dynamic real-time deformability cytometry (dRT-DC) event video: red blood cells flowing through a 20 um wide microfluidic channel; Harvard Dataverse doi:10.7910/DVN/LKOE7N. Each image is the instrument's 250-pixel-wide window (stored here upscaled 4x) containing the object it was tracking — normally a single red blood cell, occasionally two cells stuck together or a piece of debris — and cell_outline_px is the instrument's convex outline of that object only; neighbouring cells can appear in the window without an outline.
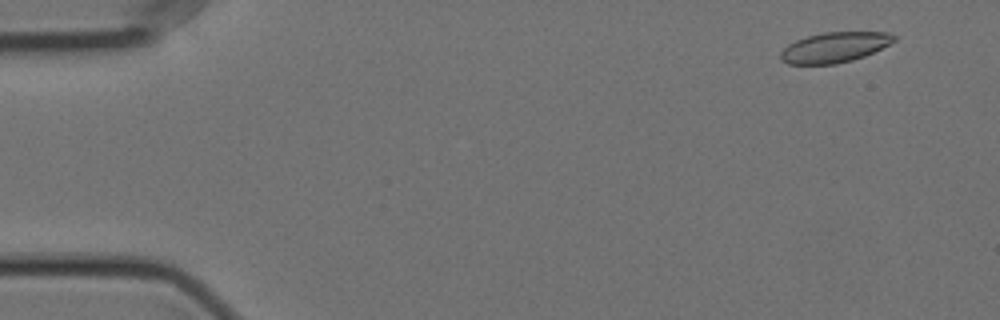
{"species": "Egyptian fruit bat (a non-hibernating species)", "species_latin": "Rousettus aegyptiacus", "temperature_condition": "cold", "stored_images_in_passage": 41, "camera_frame_rate_fps": 3000, "um_per_image_px": 0.085, "animal": {"sex": "female"}, "frame": {"image": 1, "passage_image": 2, "time_ms": 0.333, "image_size_px": [1000, 320], "cell_outline_px": [[896, 40], [864, 56], [852, 60], [836, 64], [788, 64], [780, 60], [780, 52], [788, 44], [796, 40], [808, 36], [824, 32], [888, 32], [896, 36]], "centroid_in_image_um": [70.9, 4.02], "position_along_channel_um": 14.1, "area_um2": 19.88}}
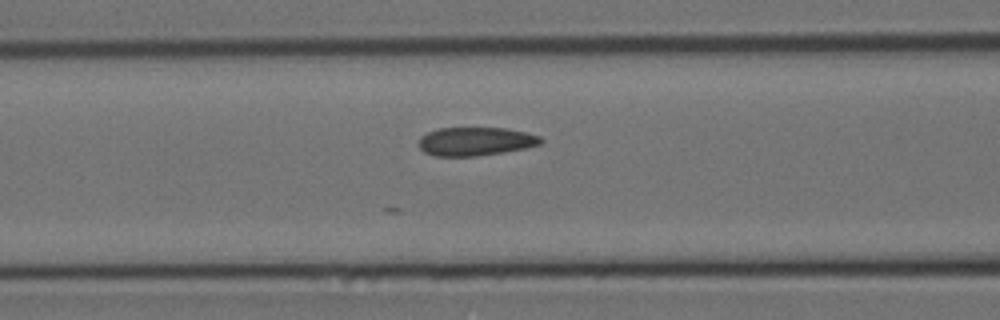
{"frame": {"image": 2, "passage_image": 21, "time_ms": 6.667, "image_size_px": [1000, 320], "cell_outline_px": [[544, 140], [540, 144], [524, 148], [504, 152], [476, 156], [436, 156], [424, 152], [420, 148], [420, 136], [428, 132], [440, 128], [508, 128], [540, 136]], "centroid_in_image_um": [40.43, 12.02], "position_along_channel_um": 126.2, "area_um2": 20.17}}
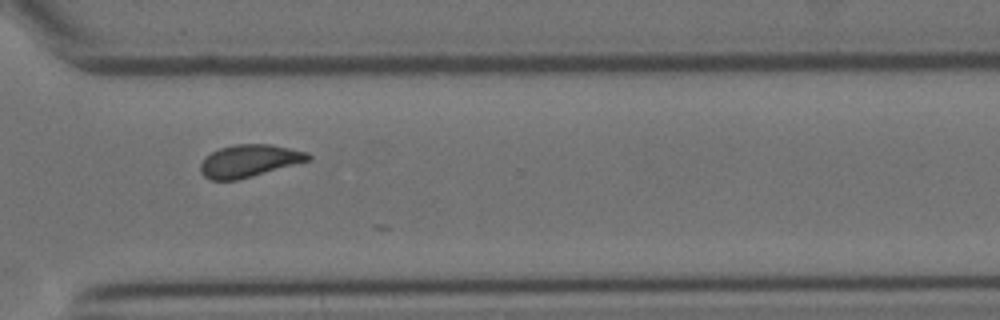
{"frame": {"image": 3, "passage_image": 40, "time_ms": 13.0, "image_size_px": [1000, 320], "cell_outline_px": [[312, 160], [240, 180], [212, 180], [204, 176], [200, 172], [200, 164], [204, 156], [220, 148], [236, 144], [268, 144], [308, 152], [312, 156]], "centroid_in_image_um": [21.19, 13.68], "position_along_channel_um": 349.4, "area_um2": 20.58}}